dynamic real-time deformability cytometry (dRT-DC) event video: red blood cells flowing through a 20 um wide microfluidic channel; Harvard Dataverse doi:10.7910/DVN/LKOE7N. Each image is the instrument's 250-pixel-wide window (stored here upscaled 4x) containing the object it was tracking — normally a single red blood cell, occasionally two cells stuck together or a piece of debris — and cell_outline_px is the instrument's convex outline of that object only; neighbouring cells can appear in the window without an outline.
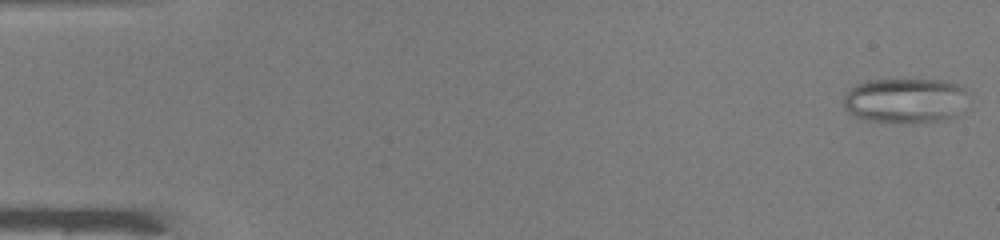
{"species": "common noctule bat (a hibernating species)", "species_latin": "Nyctalus noctula", "temperature_condition": "warm", "stored_images_in_passage": 49, "segment_of_instrument_passage": [1, 2], "camera_frame_rate_fps": 3000, "um_per_image_px": 0.085, "animal": {"sex": "male", "body_mass_g": 19.0, "forearm_length_mm": 50.8}, "frame": {"image": 1, "passage_image": 1, "time_ms": 0.0, "image_size_px": [1000, 240], "cell_outline_px": [[968, 92], [956, 116], [940, 120], [912, 124], [868, 120], [856, 116], [848, 112], [844, 108], [844, 96], [848, 88], [852, 84], [868, 80], [944, 80], [956, 84], [964, 88]], "centroid_in_image_um": [76.89, 8.54], "position_along_channel_um": 8.1, "area_um2": 32.89}}